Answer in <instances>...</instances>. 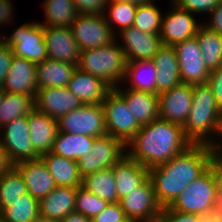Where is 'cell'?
<instances>
[{"mask_svg":"<svg viewBox=\"0 0 222 222\" xmlns=\"http://www.w3.org/2000/svg\"><path fill=\"white\" fill-rule=\"evenodd\" d=\"M212 164V149L206 144H192L166 163L150 168L149 178L158 204L162 208L170 206Z\"/></svg>","mask_w":222,"mask_h":222,"instance_id":"6da1fadb","label":"cell"},{"mask_svg":"<svg viewBox=\"0 0 222 222\" xmlns=\"http://www.w3.org/2000/svg\"><path fill=\"white\" fill-rule=\"evenodd\" d=\"M193 143L186 137L183 126L160 118L142 125L127 142L128 157L147 169L166 163Z\"/></svg>","mask_w":222,"mask_h":222,"instance_id":"7a4b0ae2","label":"cell"},{"mask_svg":"<svg viewBox=\"0 0 222 222\" xmlns=\"http://www.w3.org/2000/svg\"><path fill=\"white\" fill-rule=\"evenodd\" d=\"M114 40L107 46L81 51L78 68L81 71L101 78L111 88L124 81L126 58L121 45Z\"/></svg>","mask_w":222,"mask_h":222,"instance_id":"3957f363","label":"cell"},{"mask_svg":"<svg viewBox=\"0 0 222 222\" xmlns=\"http://www.w3.org/2000/svg\"><path fill=\"white\" fill-rule=\"evenodd\" d=\"M221 185L217 168L212 164L188 185L169 207L182 213L201 216L211 209L215 193Z\"/></svg>","mask_w":222,"mask_h":222,"instance_id":"277c9868","label":"cell"},{"mask_svg":"<svg viewBox=\"0 0 222 222\" xmlns=\"http://www.w3.org/2000/svg\"><path fill=\"white\" fill-rule=\"evenodd\" d=\"M11 34L9 38L0 37V39L12 48L13 55L23 57L34 64L48 58L44 26L40 22L25 23Z\"/></svg>","mask_w":222,"mask_h":222,"instance_id":"5b68a950","label":"cell"},{"mask_svg":"<svg viewBox=\"0 0 222 222\" xmlns=\"http://www.w3.org/2000/svg\"><path fill=\"white\" fill-rule=\"evenodd\" d=\"M60 132L104 137L107 128L102 104H83L58 120Z\"/></svg>","mask_w":222,"mask_h":222,"instance_id":"8992f818","label":"cell"},{"mask_svg":"<svg viewBox=\"0 0 222 222\" xmlns=\"http://www.w3.org/2000/svg\"><path fill=\"white\" fill-rule=\"evenodd\" d=\"M104 111L107 135L125 144L140 130L125 100L112 88L101 103Z\"/></svg>","mask_w":222,"mask_h":222,"instance_id":"52a82bcc","label":"cell"},{"mask_svg":"<svg viewBox=\"0 0 222 222\" xmlns=\"http://www.w3.org/2000/svg\"><path fill=\"white\" fill-rule=\"evenodd\" d=\"M125 149L126 144L118 138L110 135L96 138L92 149L77 161L81 177L113 167L126 155Z\"/></svg>","mask_w":222,"mask_h":222,"instance_id":"ba28073f","label":"cell"},{"mask_svg":"<svg viewBox=\"0 0 222 222\" xmlns=\"http://www.w3.org/2000/svg\"><path fill=\"white\" fill-rule=\"evenodd\" d=\"M70 29L81 51L107 46L117 40L105 15L79 14Z\"/></svg>","mask_w":222,"mask_h":222,"instance_id":"9c48e42d","label":"cell"},{"mask_svg":"<svg viewBox=\"0 0 222 222\" xmlns=\"http://www.w3.org/2000/svg\"><path fill=\"white\" fill-rule=\"evenodd\" d=\"M1 129H3L4 132L2 131L3 134L0 133V143L9 152L15 164L21 161L39 158L31 143L28 115L12 120L2 126Z\"/></svg>","mask_w":222,"mask_h":222,"instance_id":"30bf717a","label":"cell"},{"mask_svg":"<svg viewBox=\"0 0 222 222\" xmlns=\"http://www.w3.org/2000/svg\"><path fill=\"white\" fill-rule=\"evenodd\" d=\"M174 47L182 83L191 85L207 83L210 71L203 62L197 37L177 43Z\"/></svg>","mask_w":222,"mask_h":222,"instance_id":"8fae6325","label":"cell"},{"mask_svg":"<svg viewBox=\"0 0 222 222\" xmlns=\"http://www.w3.org/2000/svg\"><path fill=\"white\" fill-rule=\"evenodd\" d=\"M167 16H163L159 36L163 45L175 46L177 43L194 38L200 25L193 13L179 8L175 3Z\"/></svg>","mask_w":222,"mask_h":222,"instance_id":"7c38bea8","label":"cell"},{"mask_svg":"<svg viewBox=\"0 0 222 222\" xmlns=\"http://www.w3.org/2000/svg\"><path fill=\"white\" fill-rule=\"evenodd\" d=\"M119 203L127 219L143 221L162 212L149 177L136 190L120 199Z\"/></svg>","mask_w":222,"mask_h":222,"instance_id":"4fadbf2b","label":"cell"},{"mask_svg":"<svg viewBox=\"0 0 222 222\" xmlns=\"http://www.w3.org/2000/svg\"><path fill=\"white\" fill-rule=\"evenodd\" d=\"M192 105V85L180 83L159 94V118L184 125Z\"/></svg>","mask_w":222,"mask_h":222,"instance_id":"5bb4252c","label":"cell"},{"mask_svg":"<svg viewBox=\"0 0 222 222\" xmlns=\"http://www.w3.org/2000/svg\"><path fill=\"white\" fill-rule=\"evenodd\" d=\"M34 101L36 110L56 120L83 105L79 97L67 87L38 89Z\"/></svg>","mask_w":222,"mask_h":222,"instance_id":"9a60e30c","label":"cell"},{"mask_svg":"<svg viewBox=\"0 0 222 222\" xmlns=\"http://www.w3.org/2000/svg\"><path fill=\"white\" fill-rule=\"evenodd\" d=\"M118 32H120L122 43H124L121 48L127 62L153 59V56L163 45L159 35L140 31L134 26Z\"/></svg>","mask_w":222,"mask_h":222,"instance_id":"2e32d148","label":"cell"},{"mask_svg":"<svg viewBox=\"0 0 222 222\" xmlns=\"http://www.w3.org/2000/svg\"><path fill=\"white\" fill-rule=\"evenodd\" d=\"M48 58L78 65L81 50L68 27H44Z\"/></svg>","mask_w":222,"mask_h":222,"instance_id":"e0dca14e","label":"cell"},{"mask_svg":"<svg viewBox=\"0 0 222 222\" xmlns=\"http://www.w3.org/2000/svg\"><path fill=\"white\" fill-rule=\"evenodd\" d=\"M15 168L22 176L28 193L37 200L46 197L57 187L52 175L40 157L16 163Z\"/></svg>","mask_w":222,"mask_h":222,"instance_id":"ac0fdd59","label":"cell"},{"mask_svg":"<svg viewBox=\"0 0 222 222\" xmlns=\"http://www.w3.org/2000/svg\"><path fill=\"white\" fill-rule=\"evenodd\" d=\"M36 64L14 55L2 89L5 92L36 95L38 90Z\"/></svg>","mask_w":222,"mask_h":222,"instance_id":"d6986e66","label":"cell"},{"mask_svg":"<svg viewBox=\"0 0 222 222\" xmlns=\"http://www.w3.org/2000/svg\"><path fill=\"white\" fill-rule=\"evenodd\" d=\"M119 85L113 88L126 102L136 122L142 126L159 118V94L134 89L124 92Z\"/></svg>","mask_w":222,"mask_h":222,"instance_id":"ffe728a7","label":"cell"},{"mask_svg":"<svg viewBox=\"0 0 222 222\" xmlns=\"http://www.w3.org/2000/svg\"><path fill=\"white\" fill-rule=\"evenodd\" d=\"M221 112L222 110L191 109L183 125L186 137L193 144L209 145L213 141L212 136H209L212 133L216 135Z\"/></svg>","mask_w":222,"mask_h":222,"instance_id":"44dd1931","label":"cell"},{"mask_svg":"<svg viewBox=\"0 0 222 222\" xmlns=\"http://www.w3.org/2000/svg\"><path fill=\"white\" fill-rule=\"evenodd\" d=\"M28 127L31 143L40 157L52 151L54 140L59 132L58 120L35 108L28 114Z\"/></svg>","mask_w":222,"mask_h":222,"instance_id":"7402d4cb","label":"cell"},{"mask_svg":"<svg viewBox=\"0 0 222 222\" xmlns=\"http://www.w3.org/2000/svg\"><path fill=\"white\" fill-rule=\"evenodd\" d=\"M66 87L78 96L83 104H101L112 89L101 78L81 71L78 67Z\"/></svg>","mask_w":222,"mask_h":222,"instance_id":"603a6c76","label":"cell"},{"mask_svg":"<svg viewBox=\"0 0 222 222\" xmlns=\"http://www.w3.org/2000/svg\"><path fill=\"white\" fill-rule=\"evenodd\" d=\"M113 174L119 202L149 177V169L125 155L113 166Z\"/></svg>","mask_w":222,"mask_h":222,"instance_id":"cb8c5ba5","label":"cell"},{"mask_svg":"<svg viewBox=\"0 0 222 222\" xmlns=\"http://www.w3.org/2000/svg\"><path fill=\"white\" fill-rule=\"evenodd\" d=\"M152 60L157 69L156 94L170 90L182 83L174 46L162 45Z\"/></svg>","mask_w":222,"mask_h":222,"instance_id":"d4e9b609","label":"cell"},{"mask_svg":"<svg viewBox=\"0 0 222 222\" xmlns=\"http://www.w3.org/2000/svg\"><path fill=\"white\" fill-rule=\"evenodd\" d=\"M77 189L57 186L46 197L39 200V216L61 221L75 211Z\"/></svg>","mask_w":222,"mask_h":222,"instance_id":"484cf974","label":"cell"},{"mask_svg":"<svg viewBox=\"0 0 222 222\" xmlns=\"http://www.w3.org/2000/svg\"><path fill=\"white\" fill-rule=\"evenodd\" d=\"M40 158L48 168L56 186L74 188L82 186V177L79 173L77 161L57 156L52 152L45 153Z\"/></svg>","mask_w":222,"mask_h":222,"instance_id":"4316f807","label":"cell"},{"mask_svg":"<svg viewBox=\"0 0 222 222\" xmlns=\"http://www.w3.org/2000/svg\"><path fill=\"white\" fill-rule=\"evenodd\" d=\"M78 65L46 58L36 64L38 89L66 87Z\"/></svg>","mask_w":222,"mask_h":222,"instance_id":"83f0119b","label":"cell"},{"mask_svg":"<svg viewBox=\"0 0 222 222\" xmlns=\"http://www.w3.org/2000/svg\"><path fill=\"white\" fill-rule=\"evenodd\" d=\"M96 137L58 132L53 143L52 153L78 161L92 149Z\"/></svg>","mask_w":222,"mask_h":222,"instance_id":"f1b7e54d","label":"cell"},{"mask_svg":"<svg viewBox=\"0 0 222 222\" xmlns=\"http://www.w3.org/2000/svg\"><path fill=\"white\" fill-rule=\"evenodd\" d=\"M156 78L157 69L152 59L127 62L124 80L131 81L130 89L156 94Z\"/></svg>","mask_w":222,"mask_h":222,"instance_id":"f546056e","label":"cell"},{"mask_svg":"<svg viewBox=\"0 0 222 222\" xmlns=\"http://www.w3.org/2000/svg\"><path fill=\"white\" fill-rule=\"evenodd\" d=\"M196 37L208 70L212 71L222 66V36L206 25H200Z\"/></svg>","mask_w":222,"mask_h":222,"instance_id":"4dcf8cb0","label":"cell"},{"mask_svg":"<svg viewBox=\"0 0 222 222\" xmlns=\"http://www.w3.org/2000/svg\"><path fill=\"white\" fill-rule=\"evenodd\" d=\"M35 96L4 91L0 105V128L18 117L28 115L35 108Z\"/></svg>","mask_w":222,"mask_h":222,"instance_id":"1f68e13d","label":"cell"},{"mask_svg":"<svg viewBox=\"0 0 222 222\" xmlns=\"http://www.w3.org/2000/svg\"><path fill=\"white\" fill-rule=\"evenodd\" d=\"M113 167L98 170L82 178V187L109 203L117 202Z\"/></svg>","mask_w":222,"mask_h":222,"instance_id":"d6a6232c","label":"cell"},{"mask_svg":"<svg viewBox=\"0 0 222 222\" xmlns=\"http://www.w3.org/2000/svg\"><path fill=\"white\" fill-rule=\"evenodd\" d=\"M45 2V3H44ZM43 8L47 18L44 27H68L79 15L73 0H45Z\"/></svg>","mask_w":222,"mask_h":222,"instance_id":"836d02e7","label":"cell"},{"mask_svg":"<svg viewBox=\"0 0 222 222\" xmlns=\"http://www.w3.org/2000/svg\"><path fill=\"white\" fill-rule=\"evenodd\" d=\"M0 215L5 222H34L39 216V200L29 193L23 194Z\"/></svg>","mask_w":222,"mask_h":222,"instance_id":"e575fe53","label":"cell"},{"mask_svg":"<svg viewBox=\"0 0 222 222\" xmlns=\"http://www.w3.org/2000/svg\"><path fill=\"white\" fill-rule=\"evenodd\" d=\"M28 193L19 171L14 168L0 175V213L21 195Z\"/></svg>","mask_w":222,"mask_h":222,"instance_id":"d590c367","label":"cell"},{"mask_svg":"<svg viewBox=\"0 0 222 222\" xmlns=\"http://www.w3.org/2000/svg\"><path fill=\"white\" fill-rule=\"evenodd\" d=\"M153 3L137 5L133 26L140 31L159 35L163 16Z\"/></svg>","mask_w":222,"mask_h":222,"instance_id":"8d00e7d4","label":"cell"},{"mask_svg":"<svg viewBox=\"0 0 222 222\" xmlns=\"http://www.w3.org/2000/svg\"><path fill=\"white\" fill-rule=\"evenodd\" d=\"M109 6V7H108ZM109 9V15H105V19L107 23L110 25L112 31L114 28L112 27L111 22L118 25L120 29L123 30L133 26L137 5L130 2H108L107 6ZM110 17L107 18L108 16ZM111 21V22H110Z\"/></svg>","mask_w":222,"mask_h":222,"instance_id":"74e56055","label":"cell"},{"mask_svg":"<svg viewBox=\"0 0 222 222\" xmlns=\"http://www.w3.org/2000/svg\"><path fill=\"white\" fill-rule=\"evenodd\" d=\"M109 202L97 197L80 186L77 189L75 211L83 214L87 218L93 219L97 214L102 212Z\"/></svg>","mask_w":222,"mask_h":222,"instance_id":"f35d334b","label":"cell"},{"mask_svg":"<svg viewBox=\"0 0 222 222\" xmlns=\"http://www.w3.org/2000/svg\"><path fill=\"white\" fill-rule=\"evenodd\" d=\"M191 109L221 110L208 83L192 85Z\"/></svg>","mask_w":222,"mask_h":222,"instance_id":"ab89813d","label":"cell"},{"mask_svg":"<svg viewBox=\"0 0 222 222\" xmlns=\"http://www.w3.org/2000/svg\"><path fill=\"white\" fill-rule=\"evenodd\" d=\"M179 8L188 10L191 13H205L210 14L212 10L222 1V0H173Z\"/></svg>","mask_w":222,"mask_h":222,"instance_id":"60d3db41","label":"cell"},{"mask_svg":"<svg viewBox=\"0 0 222 222\" xmlns=\"http://www.w3.org/2000/svg\"><path fill=\"white\" fill-rule=\"evenodd\" d=\"M127 220L123 209L119 202L109 203V205L99 214H97L92 222H124Z\"/></svg>","mask_w":222,"mask_h":222,"instance_id":"b9f144b4","label":"cell"},{"mask_svg":"<svg viewBox=\"0 0 222 222\" xmlns=\"http://www.w3.org/2000/svg\"><path fill=\"white\" fill-rule=\"evenodd\" d=\"M79 14L105 15L108 0H73Z\"/></svg>","mask_w":222,"mask_h":222,"instance_id":"7bdbcfd3","label":"cell"},{"mask_svg":"<svg viewBox=\"0 0 222 222\" xmlns=\"http://www.w3.org/2000/svg\"><path fill=\"white\" fill-rule=\"evenodd\" d=\"M201 222H222V185L215 193L211 209L201 215Z\"/></svg>","mask_w":222,"mask_h":222,"instance_id":"ee69618b","label":"cell"},{"mask_svg":"<svg viewBox=\"0 0 222 222\" xmlns=\"http://www.w3.org/2000/svg\"><path fill=\"white\" fill-rule=\"evenodd\" d=\"M207 83L212 89L219 108L222 110V66L210 71Z\"/></svg>","mask_w":222,"mask_h":222,"instance_id":"f6af8a7d","label":"cell"},{"mask_svg":"<svg viewBox=\"0 0 222 222\" xmlns=\"http://www.w3.org/2000/svg\"><path fill=\"white\" fill-rule=\"evenodd\" d=\"M13 56L12 48L0 39V88L3 87V81L10 69Z\"/></svg>","mask_w":222,"mask_h":222,"instance_id":"bcb514c9","label":"cell"},{"mask_svg":"<svg viewBox=\"0 0 222 222\" xmlns=\"http://www.w3.org/2000/svg\"><path fill=\"white\" fill-rule=\"evenodd\" d=\"M161 213L168 219V222H201L200 215L175 211L169 206L162 208Z\"/></svg>","mask_w":222,"mask_h":222,"instance_id":"7dc6e473","label":"cell"},{"mask_svg":"<svg viewBox=\"0 0 222 222\" xmlns=\"http://www.w3.org/2000/svg\"><path fill=\"white\" fill-rule=\"evenodd\" d=\"M209 16L211 17L209 23L205 25L222 36V1L212 10Z\"/></svg>","mask_w":222,"mask_h":222,"instance_id":"c3c4849f","label":"cell"},{"mask_svg":"<svg viewBox=\"0 0 222 222\" xmlns=\"http://www.w3.org/2000/svg\"><path fill=\"white\" fill-rule=\"evenodd\" d=\"M15 162L12 160L9 152L0 143V175L15 168Z\"/></svg>","mask_w":222,"mask_h":222,"instance_id":"681fc988","label":"cell"},{"mask_svg":"<svg viewBox=\"0 0 222 222\" xmlns=\"http://www.w3.org/2000/svg\"><path fill=\"white\" fill-rule=\"evenodd\" d=\"M12 4L10 0H0V23L5 24L11 22L13 18Z\"/></svg>","mask_w":222,"mask_h":222,"instance_id":"f907efd6","label":"cell"},{"mask_svg":"<svg viewBox=\"0 0 222 222\" xmlns=\"http://www.w3.org/2000/svg\"><path fill=\"white\" fill-rule=\"evenodd\" d=\"M60 222H92V219L87 218L79 212L73 211L64 217Z\"/></svg>","mask_w":222,"mask_h":222,"instance_id":"816d5d0a","label":"cell"},{"mask_svg":"<svg viewBox=\"0 0 222 222\" xmlns=\"http://www.w3.org/2000/svg\"><path fill=\"white\" fill-rule=\"evenodd\" d=\"M213 164L216 166L218 173H222V153H213Z\"/></svg>","mask_w":222,"mask_h":222,"instance_id":"f5cc1de1","label":"cell"},{"mask_svg":"<svg viewBox=\"0 0 222 222\" xmlns=\"http://www.w3.org/2000/svg\"><path fill=\"white\" fill-rule=\"evenodd\" d=\"M213 140L214 141H211V143L208 145L212 149V152L213 153H222V144H221L222 140L220 142L215 141V139H213Z\"/></svg>","mask_w":222,"mask_h":222,"instance_id":"db71d44e","label":"cell"},{"mask_svg":"<svg viewBox=\"0 0 222 222\" xmlns=\"http://www.w3.org/2000/svg\"><path fill=\"white\" fill-rule=\"evenodd\" d=\"M108 2H130L136 5L149 4L154 2L153 0H108Z\"/></svg>","mask_w":222,"mask_h":222,"instance_id":"11a10c76","label":"cell"},{"mask_svg":"<svg viewBox=\"0 0 222 222\" xmlns=\"http://www.w3.org/2000/svg\"><path fill=\"white\" fill-rule=\"evenodd\" d=\"M140 222H168V219L162 213H160L155 217H151Z\"/></svg>","mask_w":222,"mask_h":222,"instance_id":"9f6ffc18","label":"cell"},{"mask_svg":"<svg viewBox=\"0 0 222 222\" xmlns=\"http://www.w3.org/2000/svg\"><path fill=\"white\" fill-rule=\"evenodd\" d=\"M34 222H60V221L38 216Z\"/></svg>","mask_w":222,"mask_h":222,"instance_id":"6f0895ef","label":"cell"},{"mask_svg":"<svg viewBox=\"0 0 222 222\" xmlns=\"http://www.w3.org/2000/svg\"><path fill=\"white\" fill-rule=\"evenodd\" d=\"M216 133H218L219 138H220V136H222V112H221L220 117H219L218 129H217Z\"/></svg>","mask_w":222,"mask_h":222,"instance_id":"680465c9","label":"cell"},{"mask_svg":"<svg viewBox=\"0 0 222 222\" xmlns=\"http://www.w3.org/2000/svg\"><path fill=\"white\" fill-rule=\"evenodd\" d=\"M3 94H4V90L2 88H0V105H1Z\"/></svg>","mask_w":222,"mask_h":222,"instance_id":"91938a15","label":"cell"},{"mask_svg":"<svg viewBox=\"0 0 222 222\" xmlns=\"http://www.w3.org/2000/svg\"><path fill=\"white\" fill-rule=\"evenodd\" d=\"M124 222H140V221H137V220H134V219H127Z\"/></svg>","mask_w":222,"mask_h":222,"instance_id":"94428289","label":"cell"},{"mask_svg":"<svg viewBox=\"0 0 222 222\" xmlns=\"http://www.w3.org/2000/svg\"><path fill=\"white\" fill-rule=\"evenodd\" d=\"M0 222H5L3 219H2V216L0 215Z\"/></svg>","mask_w":222,"mask_h":222,"instance_id":"6125c7cd","label":"cell"},{"mask_svg":"<svg viewBox=\"0 0 222 222\" xmlns=\"http://www.w3.org/2000/svg\"><path fill=\"white\" fill-rule=\"evenodd\" d=\"M219 174V177L221 178V181H222V173H218Z\"/></svg>","mask_w":222,"mask_h":222,"instance_id":"be15d7a7","label":"cell"}]
</instances>
